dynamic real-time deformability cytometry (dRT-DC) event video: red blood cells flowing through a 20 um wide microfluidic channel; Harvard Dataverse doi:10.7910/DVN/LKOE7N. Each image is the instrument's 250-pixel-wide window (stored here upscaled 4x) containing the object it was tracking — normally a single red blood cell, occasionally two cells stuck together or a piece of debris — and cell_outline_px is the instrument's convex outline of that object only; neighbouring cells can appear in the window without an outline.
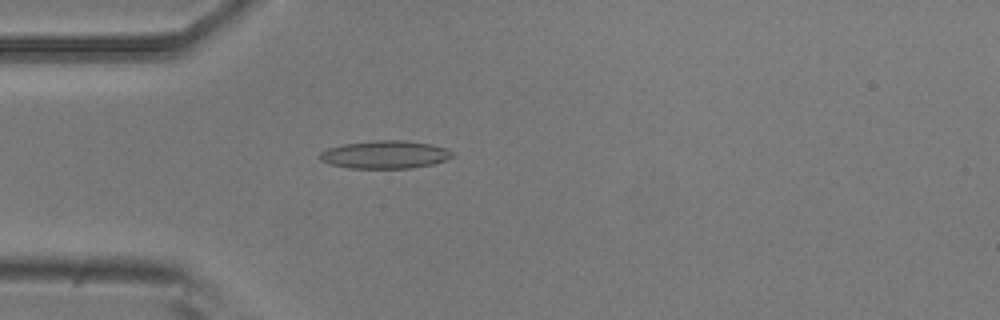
{"species": "common noctule bat (a hibernating species)", "species_latin": "Nyctalus noctula", "temperature_condition": "room temperature", "stored_images_in_passage": 54, "camera_frame_rate_fps": 3000, "um_per_image_px": 0.085, "animal": {"sex": "male", "body_mass_g": 20.5, "forearm_length_mm": 52.5}, "frame": {"image": 1, "passage_image": 15, "time_ms": 4.667, "image_size_px": [1000, 320], "cell_outline_px": [[456, 152], [452, 156], [444, 160], [432, 164], [412, 168], [348, 168], [328, 164], [320, 160], [320, 152], [328, 148], [344, 144], [376, 140], [404, 140], [432, 144], [448, 148]], "centroid_in_image_um": [32.75, 13.14], "position_along_channel_um": 52.3, "area_um2": 21.68}}
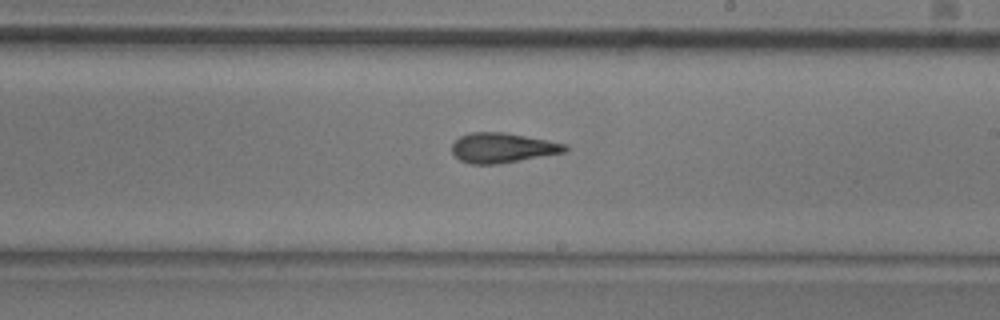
{"frame": {"image": 2, "passage_image": 31, "time_ms": 10.0, "image_size_px": [1000, 320], "cell_outline_px": [[568, 148], [564, 152], [500, 164], [468, 164], [460, 160], [452, 152], [452, 144], [460, 136], [472, 132], [504, 132], [568, 144]], "centroid_in_image_um": [42.7, 12.57], "position_along_channel_um": 246.3, "area_um2": 19.65}}
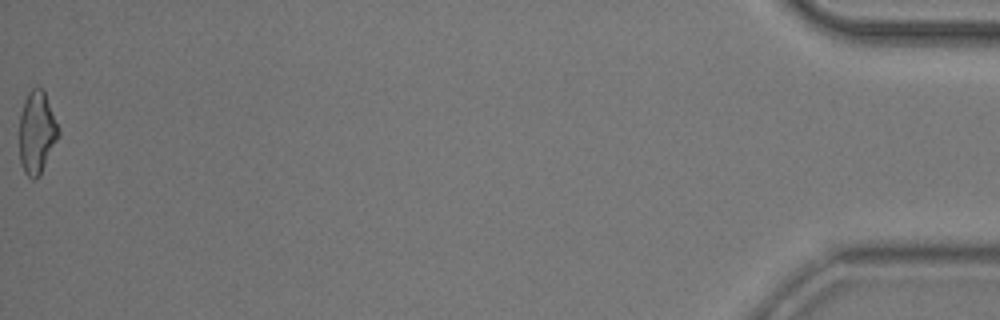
{"frame": {"image": 3, "passage_image": 54, "time_ms": 17.667, "image_size_px": [1000, 320], "cell_outline_px": [[60, 136], [40, 176], [36, 180], [32, 180], [24, 172], [20, 164], [20, 116], [24, 100], [28, 92], [36, 84], [44, 92], [60, 132]], "centroid_in_image_um": [3.13, 11.31], "position_along_channel_um": 432.1, "area_um2": 18.9}, "authors_computed_cell_mechanics": {"area_um2": 19.5942, "velocity_mm_per_s": 3.7583, "shape_relaxation_time_tau1_ms": null, "shape_relaxation_time_tau2_ms": 2.9246, "deformation_change_tau1": null, "deformation_change_tau2": 0.1319}}